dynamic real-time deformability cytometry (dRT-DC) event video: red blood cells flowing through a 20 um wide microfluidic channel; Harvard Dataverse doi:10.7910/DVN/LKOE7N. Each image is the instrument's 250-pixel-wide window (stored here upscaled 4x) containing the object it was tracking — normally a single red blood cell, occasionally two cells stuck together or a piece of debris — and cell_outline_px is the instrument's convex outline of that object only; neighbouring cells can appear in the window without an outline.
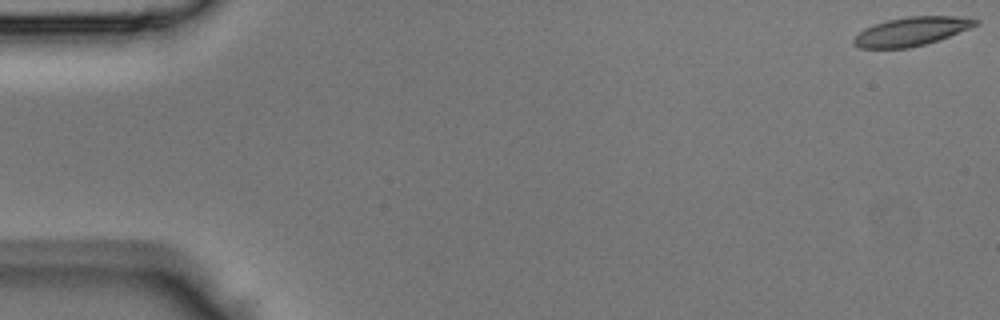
{"species": "Egyptian fruit bat (a non-hibernating species)", "species_latin": "Rousettus aegyptiacus", "temperature_condition": "room temperature", "stored_images_in_passage": 44, "camera_frame_rate_fps": 3000, "um_per_image_px": 0.085, "animal": {"sex": "male"}, "frame": {"image": 1, "passage_image": 1, "time_ms": 0.0, "image_size_px": [1000, 320], "cell_outline_px": [[980, 24], [940, 40], [908, 48], [860, 48], [852, 44], [852, 40], [864, 28], [888, 20], [908, 16], [956, 16], [980, 20]], "centroid_in_image_um": [77.49, 2.67], "position_along_channel_um": 7.5, "area_um2": 20.35}}
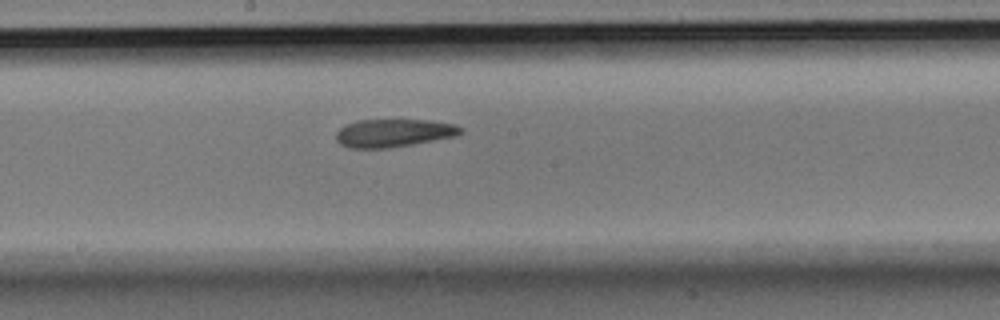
{"frame": {"image": 2, "passage_image": 24, "time_ms": 7.667, "image_size_px": [1000, 320], "cell_outline_px": [[464, 132], [456, 136], [412, 144], [388, 148], [348, 148], [340, 144], [336, 140], [336, 132], [344, 124], [356, 120], [432, 120], [456, 124], [464, 128]], "centroid_in_image_um": [33.47, 11.29], "position_along_channel_um": 214.7, "area_um2": 20.58}}
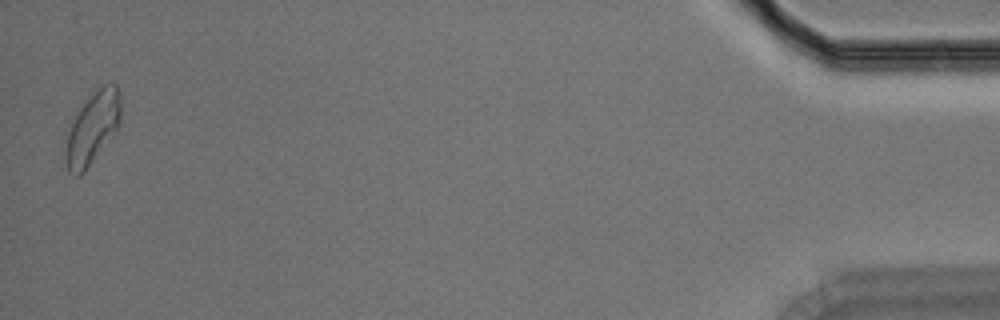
{"frame": {"image": 3, "passage_image": 44, "time_ms": 14.333, "image_size_px": [1000, 320], "cell_outline_px": [[120, 124], [84, 172], [80, 176], [76, 176], [68, 172], [68, 132], [80, 108], [100, 84], [116, 84], [120, 92]], "centroid_in_image_um": [7.92, 10.82], "position_along_channel_um": 427.3, "area_um2": 22.14}}